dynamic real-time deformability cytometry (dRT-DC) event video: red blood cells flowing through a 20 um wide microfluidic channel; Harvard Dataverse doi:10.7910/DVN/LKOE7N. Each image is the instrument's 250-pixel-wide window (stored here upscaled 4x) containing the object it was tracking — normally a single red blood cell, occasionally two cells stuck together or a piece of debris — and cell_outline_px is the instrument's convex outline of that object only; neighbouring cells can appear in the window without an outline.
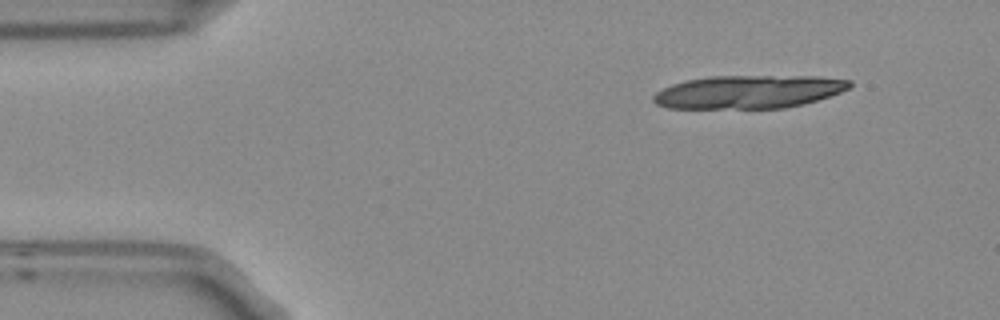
{"species": "Egyptian fruit bat (a non-hibernating species)", "species_latin": "Rousettus aegyptiacus", "temperature_condition": "room temperature", "stored_images_in_passage": 8, "camera_frame_rate_fps": 3000, "um_per_image_px": 0.085, "frame": {"image": 1, "passage_image": 1, "time_ms": 0.0, "image_size_px": [1000, 320], "cell_outline_px": [[852, 84], [848, 88], [840, 92], [804, 104], [784, 108], [668, 108], [656, 104], [652, 100], [652, 96], [656, 92], [672, 84], [684, 80], [708, 76], [816, 76], [852, 80]], "centroid_in_image_um": [63.6, 7.8], "position_along_channel_um": 21.4, "area_um2": 38.03}}
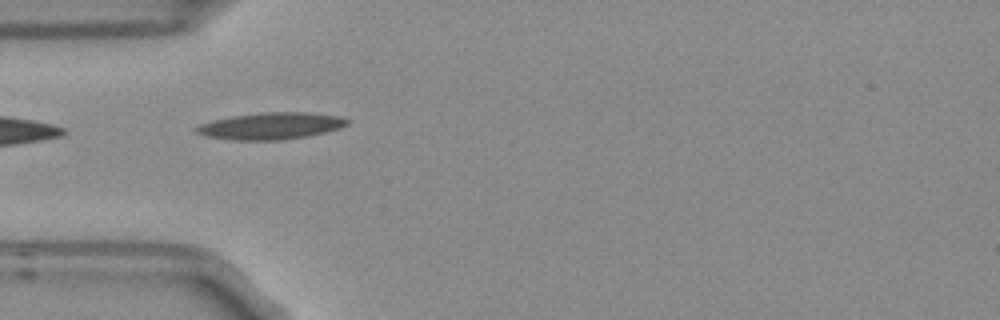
{"frame": {"image": 2, "passage_image": 4, "time_ms": 1.0, "image_size_px": [1000, 320], "cell_outline_px": [[348, 124], [340, 128], [308, 136], [280, 140], [232, 140], [204, 136], [196, 132], [196, 128], [200, 124], [212, 120], [232, 116], [260, 112], [308, 112], [340, 116], [348, 120]], "centroid_in_image_um": [23.02, 10.7], "position_along_channel_um": 62.0, "area_um2": 23.58}}
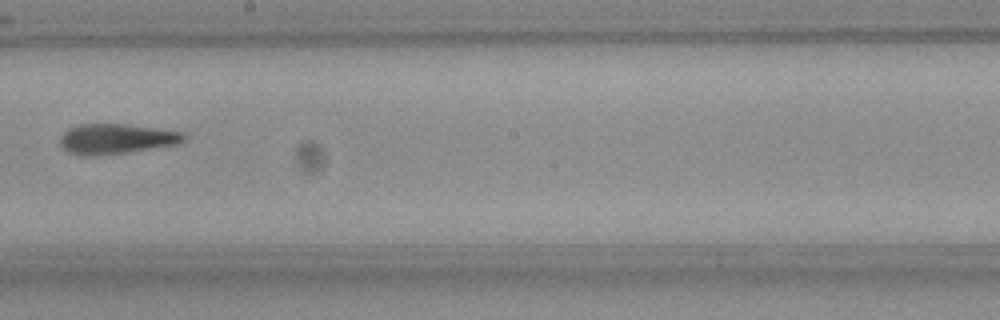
{"frame": {"image": 3, "passage_image": 8, "time_ms": 2.333, "image_size_px": [1000, 320], "cell_outline_px": [[184, 140], [176, 144], [124, 152], [92, 156], [80, 156], [68, 152], [60, 144], [60, 136], [68, 128], [80, 124], [128, 124], [184, 132]], "centroid_in_image_um": [9.82, 11.79], "position_along_channel_um": 238.4, "area_um2": 21.5}}